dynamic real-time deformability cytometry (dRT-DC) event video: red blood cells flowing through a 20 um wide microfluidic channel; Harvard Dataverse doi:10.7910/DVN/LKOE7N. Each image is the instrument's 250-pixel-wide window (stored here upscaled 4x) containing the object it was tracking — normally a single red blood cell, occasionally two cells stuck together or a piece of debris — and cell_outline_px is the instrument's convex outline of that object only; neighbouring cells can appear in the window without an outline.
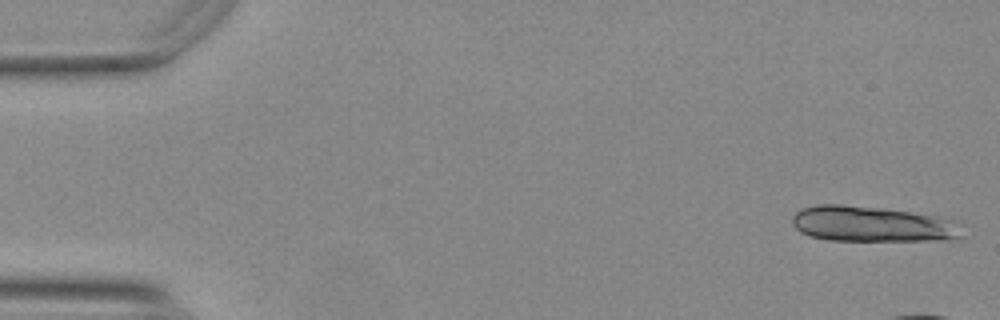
{"species": "Egyptian fruit bat (a non-hibernating species)", "species_latin": "Rousettus aegyptiacus", "temperature_condition": "warm", "stored_images_in_passage": 10, "camera_frame_rate_fps": 3000, "um_per_image_px": 0.085, "animal": {"sex": "female"}, "frame": {"image": 1, "passage_image": 1, "time_ms": 0.0, "image_size_px": [1000, 320], "cell_outline_px": [[964, 220], [960, 236], [956, 240], [828, 240], [812, 236], [800, 232], [792, 224], [792, 216], [800, 208], [816, 204], [840, 204], [884, 208]], "centroid_in_image_um": [74.21, 19.03], "position_along_channel_um": 10.8, "area_um2": 35.78}}